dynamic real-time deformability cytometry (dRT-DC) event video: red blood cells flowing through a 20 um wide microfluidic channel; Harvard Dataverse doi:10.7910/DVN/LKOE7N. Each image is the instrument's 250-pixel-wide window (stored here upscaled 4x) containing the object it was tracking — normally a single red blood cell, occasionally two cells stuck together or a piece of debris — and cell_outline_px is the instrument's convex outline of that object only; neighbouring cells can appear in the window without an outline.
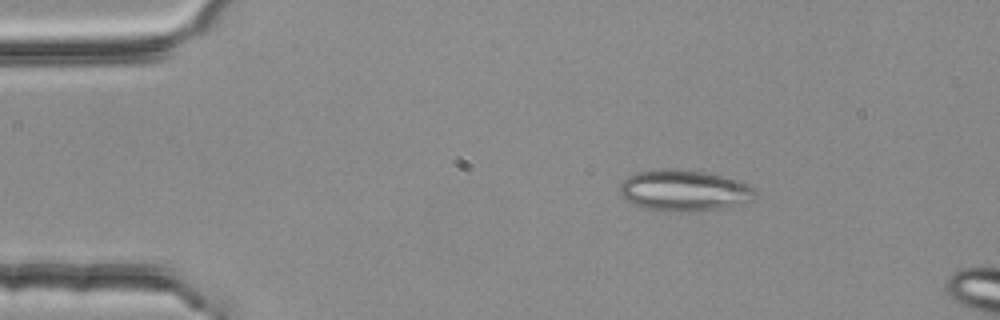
{"species": "common noctule bat (a hibernating species)", "species_latin": "Nyctalus noctula", "temperature_condition": "room temperature", "stored_images_in_passage": 4, "segment_of_instrument_passage": [1, 2], "camera_frame_rate_fps": 3000, "um_per_image_px": 0.085, "animal": {"sex": "female", "body_mass_g": 25.1}, "frame": {"image": 1, "passage_image": 2, "time_ms": 0.333, "image_size_px": [1000, 320], "cell_outline_px": [[756, 196], [752, 200], [744, 204], [704, 212], [664, 212], [640, 208], [632, 204], [620, 192], [620, 184], [628, 176], [636, 172], [664, 168], [680, 168], [704, 172], [720, 176], [744, 184], [752, 188], [756, 192]], "centroid_in_image_um": [58.12, 16.23], "position_along_channel_um": 26.9, "area_um2": 32.95}}